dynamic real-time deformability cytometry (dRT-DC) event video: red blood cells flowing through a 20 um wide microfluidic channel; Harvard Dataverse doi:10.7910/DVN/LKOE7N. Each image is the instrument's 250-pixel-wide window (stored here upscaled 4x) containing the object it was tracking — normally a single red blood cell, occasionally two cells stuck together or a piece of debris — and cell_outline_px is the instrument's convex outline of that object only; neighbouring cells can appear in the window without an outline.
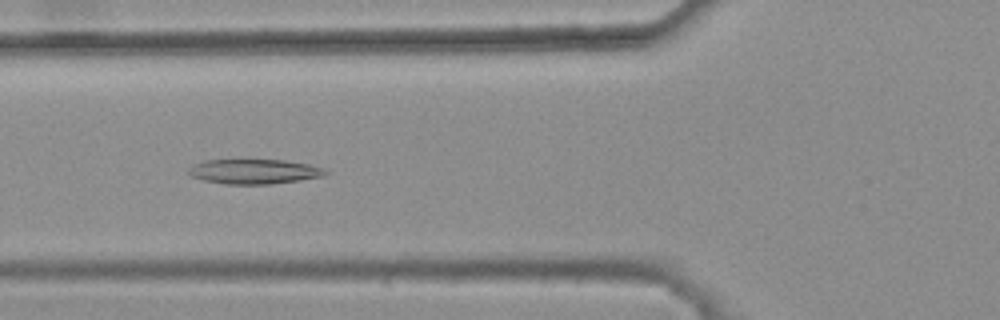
{"species": "common noctule bat (a hibernating species)", "species_latin": "Nyctalus noctula", "temperature_condition": "warm", "stored_images_in_passage": 32, "camera_frame_rate_fps": 3000, "um_per_image_px": 0.085, "animal": {"sex": "female", "body_mass_g": 25.1}, "frame": {"image": 1, "passage_image": 7, "time_ms": 2.0, "image_size_px": [1000, 320], "cell_outline_px": [[328, 172], [324, 176], [300, 180], [272, 184], [224, 184], [204, 180], [192, 176], [188, 172], [188, 168], [192, 164], [204, 160], [284, 160], [308, 164], [324, 168]], "centroid_in_image_um": [21.59, 14.58], "position_along_channel_um": 104.2, "area_um2": 19.77}}
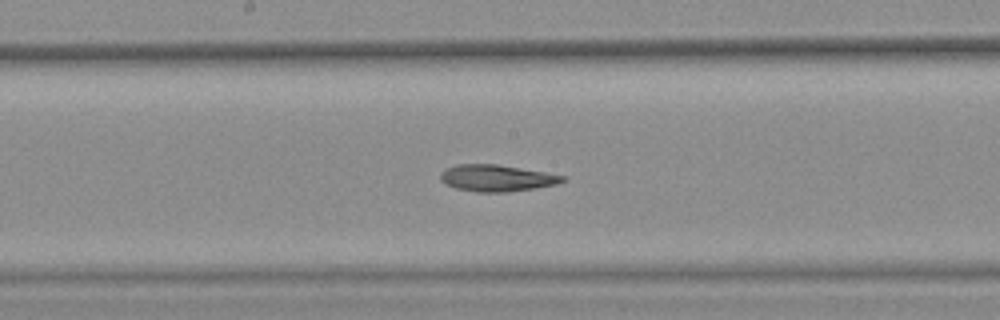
{"frame": {"image": 2, "passage_image": 15, "time_ms": 4.667, "image_size_px": [1000, 320], "cell_outline_px": [[568, 180], [556, 184], [508, 192], [476, 192], [456, 188], [444, 184], [440, 180], [440, 172], [444, 168], [456, 164], [496, 164], [568, 176]], "centroid_in_image_um": [42.19, 15.13], "position_along_channel_um": 206.0, "area_um2": 19.07}}
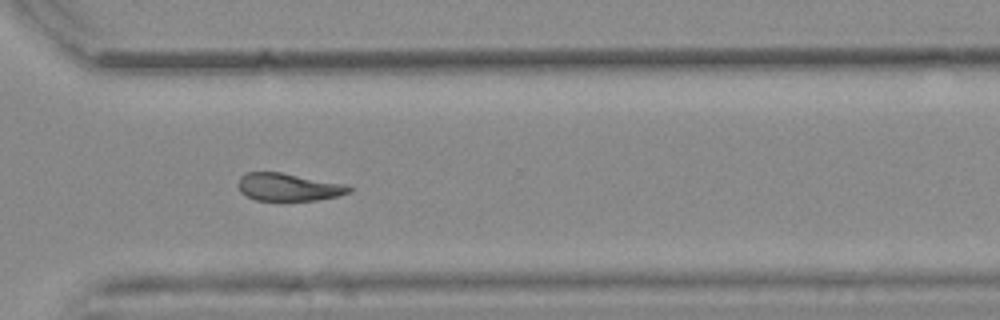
{"frame": {"image": 3, "passage_image": 26, "time_ms": 8.333, "image_size_px": [1000, 320], "cell_outline_px": [[352, 192], [340, 196], [316, 200], [280, 204], [256, 200], [240, 192], [236, 184], [240, 176], [248, 172], [280, 172], [348, 184], [352, 188]], "centroid_in_image_um": [24.53, 15.95], "position_along_channel_um": 346.1, "area_um2": 18.96}}